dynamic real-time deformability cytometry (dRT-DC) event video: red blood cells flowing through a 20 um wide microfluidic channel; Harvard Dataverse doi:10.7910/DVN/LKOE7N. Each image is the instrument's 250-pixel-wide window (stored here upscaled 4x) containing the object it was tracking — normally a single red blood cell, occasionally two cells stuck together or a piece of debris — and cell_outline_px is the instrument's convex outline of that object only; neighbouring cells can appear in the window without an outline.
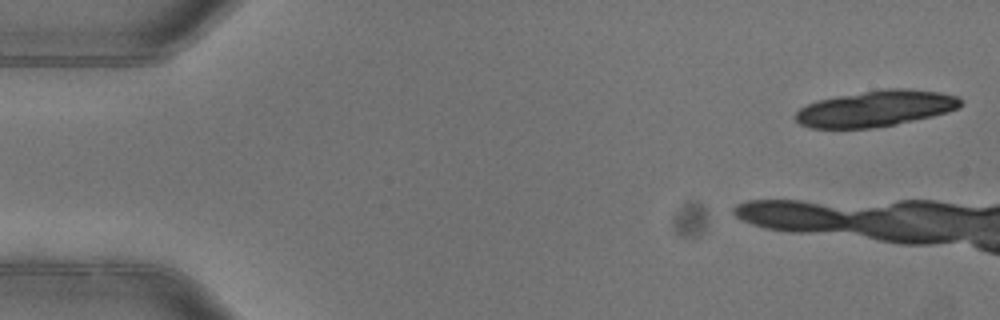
{"species": "common noctule bat (a hibernating species)", "species_latin": "Nyctalus noctula", "temperature_condition": "warm", "stored_images_in_passage": 3, "camera_frame_rate_fps": 3000, "um_per_image_px": 0.085, "animal": {"sex": "female"}, "frame": {"image": 1, "passage_image": 1, "time_ms": 0.0, "image_size_px": [1000, 320], "cell_outline_px": [[964, 104], [960, 108], [948, 112], [932, 116], [896, 124], [872, 128], [808, 128], [800, 124], [796, 120], [796, 112], [800, 108], [808, 104], [820, 100], [840, 96], [888, 88], [904, 88], [940, 92], [956, 96]], "centroid_in_image_um": [74.47, 9.23], "position_along_channel_um": 10.5, "area_um2": 34.39}}